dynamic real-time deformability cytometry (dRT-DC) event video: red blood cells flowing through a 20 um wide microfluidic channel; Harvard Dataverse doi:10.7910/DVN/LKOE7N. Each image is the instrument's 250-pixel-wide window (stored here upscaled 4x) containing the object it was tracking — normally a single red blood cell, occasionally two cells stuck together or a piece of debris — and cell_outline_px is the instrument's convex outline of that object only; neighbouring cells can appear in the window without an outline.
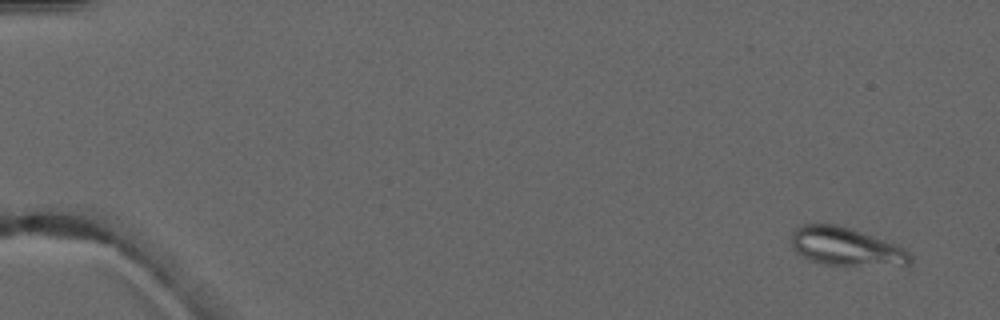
{"species": "common noctule bat (a hibernating species)", "species_latin": "Nyctalus noctula", "temperature_condition": "warm", "stored_images_in_passage": 4, "camera_frame_rate_fps": 3000, "um_per_image_px": 0.085, "animal": {"sex": "male", "forearm_length_mm": 52.5}, "frame": {"image": 1, "passage_image": 1, "time_ms": 0.0, "image_size_px": [1000, 320], "cell_outline_px": [[912, 264], [904, 268], [824, 264], [812, 260], [796, 252], [792, 248], [792, 232], [796, 228], [804, 224], [836, 224], [884, 240], [904, 248], [912, 256]], "centroid_in_image_um": [72.0, 21.02], "position_along_channel_um": 13.0, "area_um2": 26.88}}